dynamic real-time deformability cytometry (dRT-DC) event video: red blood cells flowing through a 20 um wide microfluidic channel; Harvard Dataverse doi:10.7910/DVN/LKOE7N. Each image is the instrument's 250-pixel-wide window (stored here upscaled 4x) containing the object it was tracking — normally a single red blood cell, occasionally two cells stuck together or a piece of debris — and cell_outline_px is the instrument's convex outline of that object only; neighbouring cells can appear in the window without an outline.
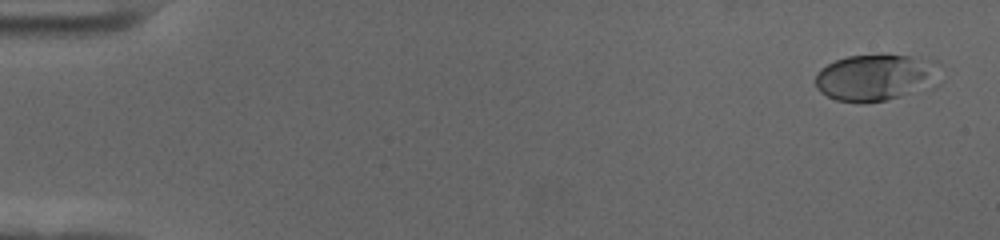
{"species": "human", "species_latin": "Homo sapiens", "temperature_condition": "cold", "stored_images_in_passage": 58, "camera_frame_rate_fps": 3000, "um_per_image_px": 0.085, "donor": {"sex": "female"}, "frame": {"image": 1, "passage_image": 2, "time_ms": 0.333, "image_size_px": [1000, 240], "cell_outline_px": [[940, 64], [924, 80], [908, 92], [900, 96], [884, 100], [836, 100], [820, 92], [816, 88], [816, 72], [820, 68], [836, 60], [848, 56], [912, 56], [940, 60]], "centroid_in_image_um": [74.21, 6.52], "position_along_channel_um": 10.8, "area_um2": 31.33}}
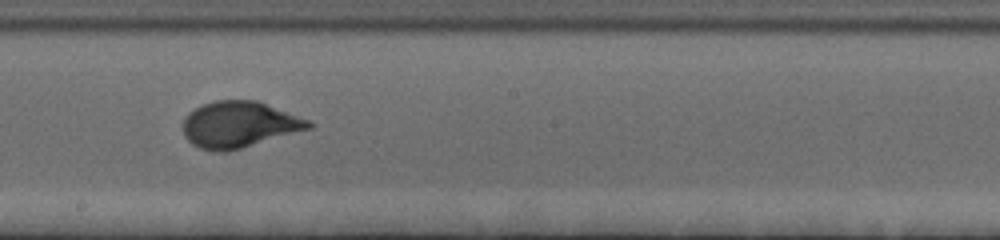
{"frame": {"image": 2, "passage_image": 33, "time_ms": 10.667, "image_size_px": [1000, 240], "cell_outline_px": [[316, 124], [312, 128], [228, 152], [212, 152], [200, 148], [192, 144], [184, 136], [184, 120], [188, 112], [204, 104], [216, 100], [256, 100], [308, 120]], "centroid_in_image_um": [20.32, 10.6], "position_along_channel_um": 227.9, "area_um2": 33.76}}
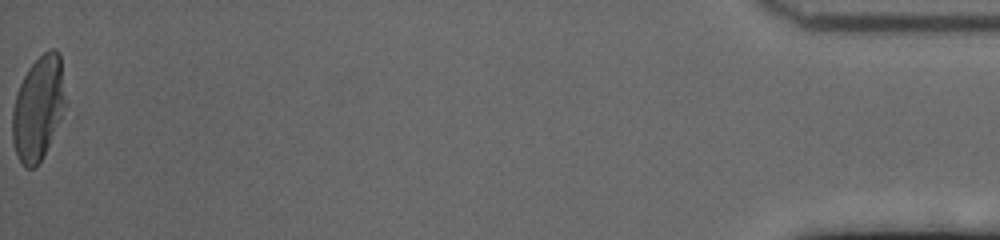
{"frame": {"image": 3, "passage_image": 58, "time_ms": 19.0, "image_size_px": [1000, 240], "cell_outline_px": [[64, 108], [60, 120], [44, 156], [32, 168], [24, 168], [16, 156], [12, 140], [12, 112], [16, 96], [20, 84], [28, 68], [44, 52], [52, 48], [56, 48], [60, 52], [64, 96]], "centroid_in_image_um": [3.23, 9.21], "position_along_channel_um": 432.0, "area_um2": 31.85}, "authors_computed_cell_mechanics": {"area_um2": 32.0212, "velocity_mm_per_s": 3.531, "shape_relaxation_time_tau1_ms": 3.5455, "shape_relaxation_time_tau2_ms": null, "deformation_change_tau1": 0.1705, "deformation_change_tau2": null}}